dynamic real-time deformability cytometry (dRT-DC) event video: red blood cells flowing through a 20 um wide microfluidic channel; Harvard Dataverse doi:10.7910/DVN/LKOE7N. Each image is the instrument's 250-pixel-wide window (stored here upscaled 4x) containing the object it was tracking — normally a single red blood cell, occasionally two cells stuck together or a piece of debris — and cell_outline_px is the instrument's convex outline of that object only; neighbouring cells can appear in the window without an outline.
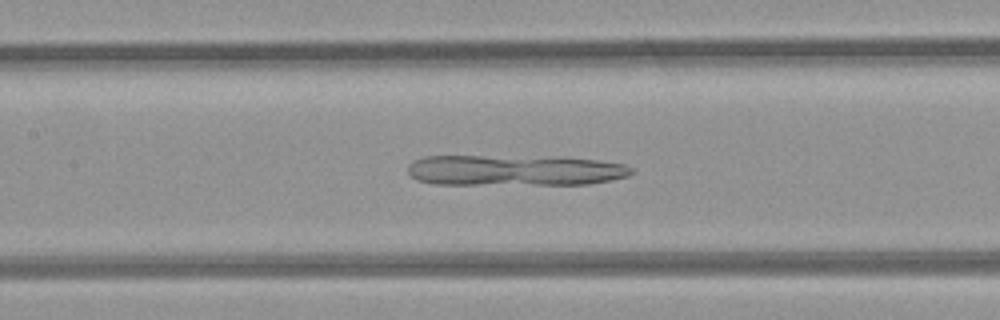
{"species": "common noctule bat (a hibernating species)", "species_latin": "Nyctalus noctula", "temperature_condition": "room temperature", "stored_images_in_passage": 32, "camera_frame_rate_fps": 3000, "um_per_image_px": 0.085, "animal": {"sex": "female", "body_mass_g": 21.9}, "frame": {"image": 1, "passage_image": 9, "time_ms": 2.667, "image_size_px": [1000, 320], "cell_outline_px": [[636, 172], [628, 176], [612, 180], [588, 184], [432, 184], [416, 180], [408, 172], [408, 164], [412, 160], [424, 156], [564, 156], [596, 160], [624, 164], [632, 168]], "centroid_in_image_um": [43.76, 14.46], "position_along_channel_um": 163.6, "area_um2": 40.81}}
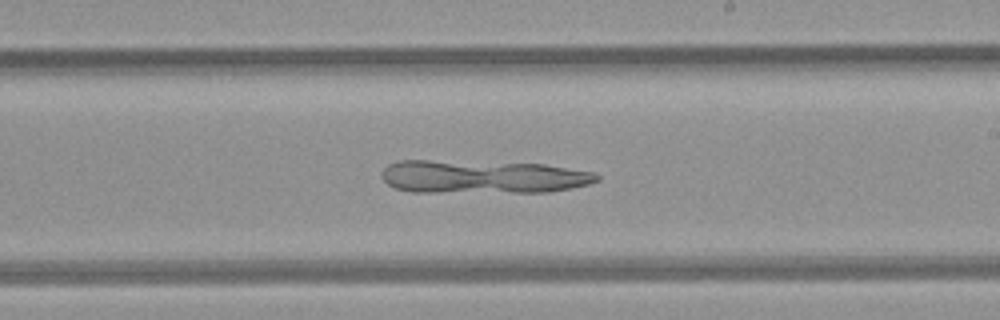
{"frame": {"image": 2, "passage_image": 15, "time_ms": 4.667, "image_size_px": [1000, 320], "cell_outline_px": [[600, 180], [588, 184], [572, 188], [548, 192], [412, 192], [396, 188], [388, 184], [380, 176], [384, 168], [388, 164], [396, 160], [428, 160], [544, 164], [592, 172], [600, 176]], "centroid_in_image_um": [40.99, 15.03], "position_along_channel_um": 248.0, "area_um2": 41.79}}
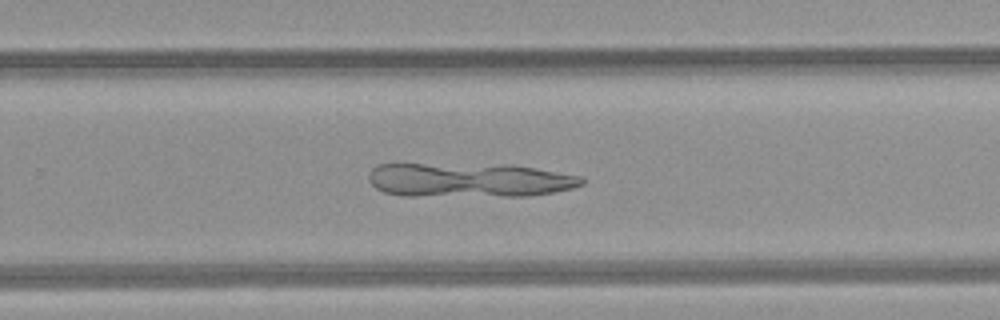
{"frame": {"image": 3, "passage_image": 18, "time_ms": 5.667, "image_size_px": [1000, 320], "cell_outline_px": [[584, 184], [572, 188], [552, 192], [528, 196], [404, 196], [384, 192], [376, 188], [368, 180], [368, 176], [372, 168], [376, 164], [512, 164], [584, 176]], "centroid_in_image_um": [39.89, 15.3], "position_along_channel_um": 289.9, "area_um2": 43.12}}